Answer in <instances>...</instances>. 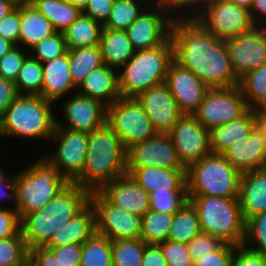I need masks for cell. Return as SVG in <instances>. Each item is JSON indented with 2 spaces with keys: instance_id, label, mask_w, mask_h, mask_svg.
I'll list each match as a JSON object with an SVG mask.
<instances>
[{
  "instance_id": "1",
  "label": "cell",
  "mask_w": 266,
  "mask_h": 266,
  "mask_svg": "<svg viewBox=\"0 0 266 266\" xmlns=\"http://www.w3.org/2000/svg\"><path fill=\"white\" fill-rule=\"evenodd\" d=\"M170 39L173 60L187 68L210 88L239 85L229 57L226 41L205 30L191 16L172 20Z\"/></svg>"
},
{
  "instance_id": "2",
  "label": "cell",
  "mask_w": 266,
  "mask_h": 266,
  "mask_svg": "<svg viewBox=\"0 0 266 266\" xmlns=\"http://www.w3.org/2000/svg\"><path fill=\"white\" fill-rule=\"evenodd\" d=\"M127 149L105 123L88 133V150L82 174L73 182L90 193L126 174Z\"/></svg>"
},
{
  "instance_id": "3",
  "label": "cell",
  "mask_w": 266,
  "mask_h": 266,
  "mask_svg": "<svg viewBox=\"0 0 266 266\" xmlns=\"http://www.w3.org/2000/svg\"><path fill=\"white\" fill-rule=\"evenodd\" d=\"M90 202V192L69 183L43 209L25 214L20 219L21 234L28 249L43 247L53 232L71 220Z\"/></svg>"
},
{
  "instance_id": "4",
  "label": "cell",
  "mask_w": 266,
  "mask_h": 266,
  "mask_svg": "<svg viewBox=\"0 0 266 266\" xmlns=\"http://www.w3.org/2000/svg\"><path fill=\"white\" fill-rule=\"evenodd\" d=\"M55 103L37 95H19L0 117V138L51 139Z\"/></svg>"
},
{
  "instance_id": "5",
  "label": "cell",
  "mask_w": 266,
  "mask_h": 266,
  "mask_svg": "<svg viewBox=\"0 0 266 266\" xmlns=\"http://www.w3.org/2000/svg\"><path fill=\"white\" fill-rule=\"evenodd\" d=\"M69 183L45 156L16 172L15 209L20 219L25 214L43 209Z\"/></svg>"
},
{
  "instance_id": "6",
  "label": "cell",
  "mask_w": 266,
  "mask_h": 266,
  "mask_svg": "<svg viewBox=\"0 0 266 266\" xmlns=\"http://www.w3.org/2000/svg\"><path fill=\"white\" fill-rule=\"evenodd\" d=\"M173 61L170 37L155 48L137 50L118 71L121 97H137L146 89L162 84Z\"/></svg>"
},
{
  "instance_id": "7",
  "label": "cell",
  "mask_w": 266,
  "mask_h": 266,
  "mask_svg": "<svg viewBox=\"0 0 266 266\" xmlns=\"http://www.w3.org/2000/svg\"><path fill=\"white\" fill-rule=\"evenodd\" d=\"M188 200L198 212L202 232L219 238L223 243L243 244L245 220L239 198L188 195Z\"/></svg>"
},
{
  "instance_id": "8",
  "label": "cell",
  "mask_w": 266,
  "mask_h": 266,
  "mask_svg": "<svg viewBox=\"0 0 266 266\" xmlns=\"http://www.w3.org/2000/svg\"><path fill=\"white\" fill-rule=\"evenodd\" d=\"M240 177L222 154L211 153L186 168L187 195L239 198Z\"/></svg>"
},
{
  "instance_id": "9",
  "label": "cell",
  "mask_w": 266,
  "mask_h": 266,
  "mask_svg": "<svg viewBox=\"0 0 266 266\" xmlns=\"http://www.w3.org/2000/svg\"><path fill=\"white\" fill-rule=\"evenodd\" d=\"M191 17L222 40L237 37L255 27L250 10L228 0H202Z\"/></svg>"
},
{
  "instance_id": "10",
  "label": "cell",
  "mask_w": 266,
  "mask_h": 266,
  "mask_svg": "<svg viewBox=\"0 0 266 266\" xmlns=\"http://www.w3.org/2000/svg\"><path fill=\"white\" fill-rule=\"evenodd\" d=\"M106 124L116 133L126 149L158 133L136 97H120L107 106Z\"/></svg>"
},
{
  "instance_id": "11",
  "label": "cell",
  "mask_w": 266,
  "mask_h": 266,
  "mask_svg": "<svg viewBox=\"0 0 266 266\" xmlns=\"http://www.w3.org/2000/svg\"><path fill=\"white\" fill-rule=\"evenodd\" d=\"M250 108L239 85L227 88H210L198 110L193 114L208 131L244 115Z\"/></svg>"
},
{
  "instance_id": "12",
  "label": "cell",
  "mask_w": 266,
  "mask_h": 266,
  "mask_svg": "<svg viewBox=\"0 0 266 266\" xmlns=\"http://www.w3.org/2000/svg\"><path fill=\"white\" fill-rule=\"evenodd\" d=\"M96 214V233L111 241L140 239L142 217L112 204L100 191L90 193Z\"/></svg>"
},
{
  "instance_id": "13",
  "label": "cell",
  "mask_w": 266,
  "mask_h": 266,
  "mask_svg": "<svg viewBox=\"0 0 266 266\" xmlns=\"http://www.w3.org/2000/svg\"><path fill=\"white\" fill-rule=\"evenodd\" d=\"M58 142L53 153L44 155L70 183L81 174L86 162L88 133L55 128L49 142Z\"/></svg>"
},
{
  "instance_id": "14",
  "label": "cell",
  "mask_w": 266,
  "mask_h": 266,
  "mask_svg": "<svg viewBox=\"0 0 266 266\" xmlns=\"http://www.w3.org/2000/svg\"><path fill=\"white\" fill-rule=\"evenodd\" d=\"M175 17L168 8L151 2L125 30L133 49L137 51L162 45L170 37Z\"/></svg>"
},
{
  "instance_id": "15",
  "label": "cell",
  "mask_w": 266,
  "mask_h": 266,
  "mask_svg": "<svg viewBox=\"0 0 266 266\" xmlns=\"http://www.w3.org/2000/svg\"><path fill=\"white\" fill-rule=\"evenodd\" d=\"M168 134L185 168L212 153L210 132L194 115H182Z\"/></svg>"
},
{
  "instance_id": "16",
  "label": "cell",
  "mask_w": 266,
  "mask_h": 266,
  "mask_svg": "<svg viewBox=\"0 0 266 266\" xmlns=\"http://www.w3.org/2000/svg\"><path fill=\"white\" fill-rule=\"evenodd\" d=\"M149 166L166 169H186L180 162L168 133H157L154 137L127 148L126 169Z\"/></svg>"
},
{
  "instance_id": "17",
  "label": "cell",
  "mask_w": 266,
  "mask_h": 266,
  "mask_svg": "<svg viewBox=\"0 0 266 266\" xmlns=\"http://www.w3.org/2000/svg\"><path fill=\"white\" fill-rule=\"evenodd\" d=\"M225 41L231 66L239 80L266 63V27L255 26Z\"/></svg>"
},
{
  "instance_id": "18",
  "label": "cell",
  "mask_w": 266,
  "mask_h": 266,
  "mask_svg": "<svg viewBox=\"0 0 266 266\" xmlns=\"http://www.w3.org/2000/svg\"><path fill=\"white\" fill-rule=\"evenodd\" d=\"M73 94L63 101L61 112L64 122L56 116L55 128L90 133L106 123L107 106L105 104L78 92Z\"/></svg>"
},
{
  "instance_id": "19",
  "label": "cell",
  "mask_w": 266,
  "mask_h": 266,
  "mask_svg": "<svg viewBox=\"0 0 266 266\" xmlns=\"http://www.w3.org/2000/svg\"><path fill=\"white\" fill-rule=\"evenodd\" d=\"M165 83L183 115H193L210 89L195 73L174 60L169 65Z\"/></svg>"
},
{
  "instance_id": "20",
  "label": "cell",
  "mask_w": 266,
  "mask_h": 266,
  "mask_svg": "<svg viewBox=\"0 0 266 266\" xmlns=\"http://www.w3.org/2000/svg\"><path fill=\"white\" fill-rule=\"evenodd\" d=\"M136 99L158 133H168L183 115L165 82L146 89Z\"/></svg>"
},
{
  "instance_id": "21",
  "label": "cell",
  "mask_w": 266,
  "mask_h": 266,
  "mask_svg": "<svg viewBox=\"0 0 266 266\" xmlns=\"http://www.w3.org/2000/svg\"><path fill=\"white\" fill-rule=\"evenodd\" d=\"M100 192L114 205L139 216L150 209L149 193L130 175H123L106 184Z\"/></svg>"
},
{
  "instance_id": "22",
  "label": "cell",
  "mask_w": 266,
  "mask_h": 266,
  "mask_svg": "<svg viewBox=\"0 0 266 266\" xmlns=\"http://www.w3.org/2000/svg\"><path fill=\"white\" fill-rule=\"evenodd\" d=\"M222 155L241 174L266 168L264 137L255 129L248 137L227 148Z\"/></svg>"
},
{
  "instance_id": "23",
  "label": "cell",
  "mask_w": 266,
  "mask_h": 266,
  "mask_svg": "<svg viewBox=\"0 0 266 266\" xmlns=\"http://www.w3.org/2000/svg\"><path fill=\"white\" fill-rule=\"evenodd\" d=\"M42 69L43 84L40 96L44 99L57 105L62 98L77 92L70 75L68 51L61 57L42 62Z\"/></svg>"
},
{
  "instance_id": "24",
  "label": "cell",
  "mask_w": 266,
  "mask_h": 266,
  "mask_svg": "<svg viewBox=\"0 0 266 266\" xmlns=\"http://www.w3.org/2000/svg\"><path fill=\"white\" fill-rule=\"evenodd\" d=\"M126 174L148 193L167 192V190L186 189V169H166L149 166L126 169Z\"/></svg>"
},
{
  "instance_id": "25",
  "label": "cell",
  "mask_w": 266,
  "mask_h": 266,
  "mask_svg": "<svg viewBox=\"0 0 266 266\" xmlns=\"http://www.w3.org/2000/svg\"><path fill=\"white\" fill-rule=\"evenodd\" d=\"M96 233V214L89 202L77 215L53 232L43 247L83 244Z\"/></svg>"
},
{
  "instance_id": "26",
  "label": "cell",
  "mask_w": 266,
  "mask_h": 266,
  "mask_svg": "<svg viewBox=\"0 0 266 266\" xmlns=\"http://www.w3.org/2000/svg\"><path fill=\"white\" fill-rule=\"evenodd\" d=\"M77 92L106 106L113 104L121 97L118 71L104 63L88 74Z\"/></svg>"
},
{
  "instance_id": "27",
  "label": "cell",
  "mask_w": 266,
  "mask_h": 266,
  "mask_svg": "<svg viewBox=\"0 0 266 266\" xmlns=\"http://www.w3.org/2000/svg\"><path fill=\"white\" fill-rule=\"evenodd\" d=\"M239 202L244 220L266 211V168L241 174Z\"/></svg>"
},
{
  "instance_id": "28",
  "label": "cell",
  "mask_w": 266,
  "mask_h": 266,
  "mask_svg": "<svg viewBox=\"0 0 266 266\" xmlns=\"http://www.w3.org/2000/svg\"><path fill=\"white\" fill-rule=\"evenodd\" d=\"M254 130L253 109H249L238 119L222 126L213 128L210 132L212 153L222 154L236 142L248 137Z\"/></svg>"
},
{
  "instance_id": "29",
  "label": "cell",
  "mask_w": 266,
  "mask_h": 266,
  "mask_svg": "<svg viewBox=\"0 0 266 266\" xmlns=\"http://www.w3.org/2000/svg\"><path fill=\"white\" fill-rule=\"evenodd\" d=\"M55 32L52 23L33 5H20L19 46L30 50Z\"/></svg>"
},
{
  "instance_id": "30",
  "label": "cell",
  "mask_w": 266,
  "mask_h": 266,
  "mask_svg": "<svg viewBox=\"0 0 266 266\" xmlns=\"http://www.w3.org/2000/svg\"><path fill=\"white\" fill-rule=\"evenodd\" d=\"M100 50L103 62L119 71L134 55L126 31L104 28L101 31Z\"/></svg>"
},
{
  "instance_id": "31",
  "label": "cell",
  "mask_w": 266,
  "mask_h": 266,
  "mask_svg": "<svg viewBox=\"0 0 266 266\" xmlns=\"http://www.w3.org/2000/svg\"><path fill=\"white\" fill-rule=\"evenodd\" d=\"M103 24L83 13L63 32L68 49L99 45Z\"/></svg>"
},
{
  "instance_id": "32",
  "label": "cell",
  "mask_w": 266,
  "mask_h": 266,
  "mask_svg": "<svg viewBox=\"0 0 266 266\" xmlns=\"http://www.w3.org/2000/svg\"><path fill=\"white\" fill-rule=\"evenodd\" d=\"M51 23L56 32L63 33L82 13V9L64 0H37L32 4Z\"/></svg>"
},
{
  "instance_id": "33",
  "label": "cell",
  "mask_w": 266,
  "mask_h": 266,
  "mask_svg": "<svg viewBox=\"0 0 266 266\" xmlns=\"http://www.w3.org/2000/svg\"><path fill=\"white\" fill-rule=\"evenodd\" d=\"M68 55L70 75L77 88L89 73L104 64L99 45L68 49Z\"/></svg>"
},
{
  "instance_id": "34",
  "label": "cell",
  "mask_w": 266,
  "mask_h": 266,
  "mask_svg": "<svg viewBox=\"0 0 266 266\" xmlns=\"http://www.w3.org/2000/svg\"><path fill=\"white\" fill-rule=\"evenodd\" d=\"M201 232L198 212L188 200L174 214L167 240L187 244L193 237Z\"/></svg>"
},
{
  "instance_id": "35",
  "label": "cell",
  "mask_w": 266,
  "mask_h": 266,
  "mask_svg": "<svg viewBox=\"0 0 266 266\" xmlns=\"http://www.w3.org/2000/svg\"><path fill=\"white\" fill-rule=\"evenodd\" d=\"M239 87L250 109H266V63L240 79Z\"/></svg>"
},
{
  "instance_id": "36",
  "label": "cell",
  "mask_w": 266,
  "mask_h": 266,
  "mask_svg": "<svg viewBox=\"0 0 266 266\" xmlns=\"http://www.w3.org/2000/svg\"><path fill=\"white\" fill-rule=\"evenodd\" d=\"M175 213L148 210L142 216L141 237L146 244H159L167 241Z\"/></svg>"
},
{
  "instance_id": "37",
  "label": "cell",
  "mask_w": 266,
  "mask_h": 266,
  "mask_svg": "<svg viewBox=\"0 0 266 266\" xmlns=\"http://www.w3.org/2000/svg\"><path fill=\"white\" fill-rule=\"evenodd\" d=\"M151 2L150 0H114L109 18L103 27L125 31Z\"/></svg>"
},
{
  "instance_id": "38",
  "label": "cell",
  "mask_w": 266,
  "mask_h": 266,
  "mask_svg": "<svg viewBox=\"0 0 266 266\" xmlns=\"http://www.w3.org/2000/svg\"><path fill=\"white\" fill-rule=\"evenodd\" d=\"M80 266H113L112 241L95 233L82 244Z\"/></svg>"
},
{
  "instance_id": "39",
  "label": "cell",
  "mask_w": 266,
  "mask_h": 266,
  "mask_svg": "<svg viewBox=\"0 0 266 266\" xmlns=\"http://www.w3.org/2000/svg\"><path fill=\"white\" fill-rule=\"evenodd\" d=\"M14 83L20 95L40 96L43 84L42 63L29 55L19 70Z\"/></svg>"
},
{
  "instance_id": "40",
  "label": "cell",
  "mask_w": 266,
  "mask_h": 266,
  "mask_svg": "<svg viewBox=\"0 0 266 266\" xmlns=\"http://www.w3.org/2000/svg\"><path fill=\"white\" fill-rule=\"evenodd\" d=\"M145 245L142 239L112 241L113 266H142Z\"/></svg>"
},
{
  "instance_id": "41",
  "label": "cell",
  "mask_w": 266,
  "mask_h": 266,
  "mask_svg": "<svg viewBox=\"0 0 266 266\" xmlns=\"http://www.w3.org/2000/svg\"><path fill=\"white\" fill-rule=\"evenodd\" d=\"M0 266H29V249L22 235L0 240Z\"/></svg>"
},
{
  "instance_id": "42",
  "label": "cell",
  "mask_w": 266,
  "mask_h": 266,
  "mask_svg": "<svg viewBox=\"0 0 266 266\" xmlns=\"http://www.w3.org/2000/svg\"><path fill=\"white\" fill-rule=\"evenodd\" d=\"M242 245L266 255V211L245 220V237Z\"/></svg>"
},
{
  "instance_id": "43",
  "label": "cell",
  "mask_w": 266,
  "mask_h": 266,
  "mask_svg": "<svg viewBox=\"0 0 266 266\" xmlns=\"http://www.w3.org/2000/svg\"><path fill=\"white\" fill-rule=\"evenodd\" d=\"M68 51L64 34L55 32L38 42L34 47L29 50V55L41 63L61 57ZM33 54H32V53Z\"/></svg>"
},
{
  "instance_id": "44",
  "label": "cell",
  "mask_w": 266,
  "mask_h": 266,
  "mask_svg": "<svg viewBox=\"0 0 266 266\" xmlns=\"http://www.w3.org/2000/svg\"><path fill=\"white\" fill-rule=\"evenodd\" d=\"M150 209L156 212L176 213L187 201V190H167L151 192Z\"/></svg>"
},
{
  "instance_id": "45",
  "label": "cell",
  "mask_w": 266,
  "mask_h": 266,
  "mask_svg": "<svg viewBox=\"0 0 266 266\" xmlns=\"http://www.w3.org/2000/svg\"><path fill=\"white\" fill-rule=\"evenodd\" d=\"M24 49V51H23ZM21 46L13 47L8 53L0 58V77L14 81L17 79L25 59L29 56V51L25 52Z\"/></svg>"
},
{
  "instance_id": "46",
  "label": "cell",
  "mask_w": 266,
  "mask_h": 266,
  "mask_svg": "<svg viewBox=\"0 0 266 266\" xmlns=\"http://www.w3.org/2000/svg\"><path fill=\"white\" fill-rule=\"evenodd\" d=\"M158 245L168 266H193L194 261L188 253L187 244L167 240Z\"/></svg>"
},
{
  "instance_id": "47",
  "label": "cell",
  "mask_w": 266,
  "mask_h": 266,
  "mask_svg": "<svg viewBox=\"0 0 266 266\" xmlns=\"http://www.w3.org/2000/svg\"><path fill=\"white\" fill-rule=\"evenodd\" d=\"M222 244L223 242L219 238L201 232L187 243V249L192 260L196 261L201 258L202 255L213 253Z\"/></svg>"
},
{
  "instance_id": "48",
  "label": "cell",
  "mask_w": 266,
  "mask_h": 266,
  "mask_svg": "<svg viewBox=\"0 0 266 266\" xmlns=\"http://www.w3.org/2000/svg\"><path fill=\"white\" fill-rule=\"evenodd\" d=\"M237 246L223 243L216 251L202 255L193 266H231L234 250Z\"/></svg>"
},
{
  "instance_id": "49",
  "label": "cell",
  "mask_w": 266,
  "mask_h": 266,
  "mask_svg": "<svg viewBox=\"0 0 266 266\" xmlns=\"http://www.w3.org/2000/svg\"><path fill=\"white\" fill-rule=\"evenodd\" d=\"M13 208V209H12ZM21 234L20 217L15 206L0 207V240Z\"/></svg>"
},
{
  "instance_id": "50",
  "label": "cell",
  "mask_w": 266,
  "mask_h": 266,
  "mask_svg": "<svg viewBox=\"0 0 266 266\" xmlns=\"http://www.w3.org/2000/svg\"><path fill=\"white\" fill-rule=\"evenodd\" d=\"M20 5L0 20V36L19 46Z\"/></svg>"
},
{
  "instance_id": "51",
  "label": "cell",
  "mask_w": 266,
  "mask_h": 266,
  "mask_svg": "<svg viewBox=\"0 0 266 266\" xmlns=\"http://www.w3.org/2000/svg\"><path fill=\"white\" fill-rule=\"evenodd\" d=\"M44 248L49 249L55 255L61 266H80L82 244Z\"/></svg>"
},
{
  "instance_id": "52",
  "label": "cell",
  "mask_w": 266,
  "mask_h": 266,
  "mask_svg": "<svg viewBox=\"0 0 266 266\" xmlns=\"http://www.w3.org/2000/svg\"><path fill=\"white\" fill-rule=\"evenodd\" d=\"M231 266H266V255L239 245L234 250Z\"/></svg>"
},
{
  "instance_id": "53",
  "label": "cell",
  "mask_w": 266,
  "mask_h": 266,
  "mask_svg": "<svg viewBox=\"0 0 266 266\" xmlns=\"http://www.w3.org/2000/svg\"><path fill=\"white\" fill-rule=\"evenodd\" d=\"M114 0H88L82 13L104 24L109 18Z\"/></svg>"
},
{
  "instance_id": "54",
  "label": "cell",
  "mask_w": 266,
  "mask_h": 266,
  "mask_svg": "<svg viewBox=\"0 0 266 266\" xmlns=\"http://www.w3.org/2000/svg\"><path fill=\"white\" fill-rule=\"evenodd\" d=\"M168 8L175 16H191L200 6L202 0H151Z\"/></svg>"
},
{
  "instance_id": "55",
  "label": "cell",
  "mask_w": 266,
  "mask_h": 266,
  "mask_svg": "<svg viewBox=\"0 0 266 266\" xmlns=\"http://www.w3.org/2000/svg\"><path fill=\"white\" fill-rule=\"evenodd\" d=\"M29 266H61V264L49 249L35 247L29 250Z\"/></svg>"
},
{
  "instance_id": "56",
  "label": "cell",
  "mask_w": 266,
  "mask_h": 266,
  "mask_svg": "<svg viewBox=\"0 0 266 266\" xmlns=\"http://www.w3.org/2000/svg\"><path fill=\"white\" fill-rule=\"evenodd\" d=\"M19 95L14 81L0 77V117Z\"/></svg>"
},
{
  "instance_id": "57",
  "label": "cell",
  "mask_w": 266,
  "mask_h": 266,
  "mask_svg": "<svg viewBox=\"0 0 266 266\" xmlns=\"http://www.w3.org/2000/svg\"><path fill=\"white\" fill-rule=\"evenodd\" d=\"M6 201L9 203H16V194H15V174L6 175L3 168L0 165V200ZM12 201V202H11ZM1 206V205H0Z\"/></svg>"
},
{
  "instance_id": "58",
  "label": "cell",
  "mask_w": 266,
  "mask_h": 266,
  "mask_svg": "<svg viewBox=\"0 0 266 266\" xmlns=\"http://www.w3.org/2000/svg\"><path fill=\"white\" fill-rule=\"evenodd\" d=\"M142 266H168L159 245H145L144 254L142 257Z\"/></svg>"
},
{
  "instance_id": "59",
  "label": "cell",
  "mask_w": 266,
  "mask_h": 266,
  "mask_svg": "<svg viewBox=\"0 0 266 266\" xmlns=\"http://www.w3.org/2000/svg\"><path fill=\"white\" fill-rule=\"evenodd\" d=\"M250 15L255 26L266 27V0H254Z\"/></svg>"
},
{
  "instance_id": "60",
  "label": "cell",
  "mask_w": 266,
  "mask_h": 266,
  "mask_svg": "<svg viewBox=\"0 0 266 266\" xmlns=\"http://www.w3.org/2000/svg\"><path fill=\"white\" fill-rule=\"evenodd\" d=\"M253 119H254V129L263 135L266 146V109L265 110L253 109Z\"/></svg>"
},
{
  "instance_id": "61",
  "label": "cell",
  "mask_w": 266,
  "mask_h": 266,
  "mask_svg": "<svg viewBox=\"0 0 266 266\" xmlns=\"http://www.w3.org/2000/svg\"><path fill=\"white\" fill-rule=\"evenodd\" d=\"M17 5L12 0H0V20L12 12Z\"/></svg>"
},
{
  "instance_id": "62",
  "label": "cell",
  "mask_w": 266,
  "mask_h": 266,
  "mask_svg": "<svg viewBox=\"0 0 266 266\" xmlns=\"http://www.w3.org/2000/svg\"><path fill=\"white\" fill-rule=\"evenodd\" d=\"M15 45L0 36V58H2L6 53H8Z\"/></svg>"
},
{
  "instance_id": "63",
  "label": "cell",
  "mask_w": 266,
  "mask_h": 266,
  "mask_svg": "<svg viewBox=\"0 0 266 266\" xmlns=\"http://www.w3.org/2000/svg\"><path fill=\"white\" fill-rule=\"evenodd\" d=\"M228 1L232 2L233 4L239 7H243L250 10L254 0H228Z\"/></svg>"
},
{
  "instance_id": "64",
  "label": "cell",
  "mask_w": 266,
  "mask_h": 266,
  "mask_svg": "<svg viewBox=\"0 0 266 266\" xmlns=\"http://www.w3.org/2000/svg\"><path fill=\"white\" fill-rule=\"evenodd\" d=\"M64 1L71 3V4H75L82 9L88 0H64Z\"/></svg>"
},
{
  "instance_id": "65",
  "label": "cell",
  "mask_w": 266,
  "mask_h": 266,
  "mask_svg": "<svg viewBox=\"0 0 266 266\" xmlns=\"http://www.w3.org/2000/svg\"><path fill=\"white\" fill-rule=\"evenodd\" d=\"M16 5L26 4V0H12Z\"/></svg>"
},
{
  "instance_id": "66",
  "label": "cell",
  "mask_w": 266,
  "mask_h": 266,
  "mask_svg": "<svg viewBox=\"0 0 266 266\" xmlns=\"http://www.w3.org/2000/svg\"><path fill=\"white\" fill-rule=\"evenodd\" d=\"M37 0H26V5H32Z\"/></svg>"
}]
</instances>
